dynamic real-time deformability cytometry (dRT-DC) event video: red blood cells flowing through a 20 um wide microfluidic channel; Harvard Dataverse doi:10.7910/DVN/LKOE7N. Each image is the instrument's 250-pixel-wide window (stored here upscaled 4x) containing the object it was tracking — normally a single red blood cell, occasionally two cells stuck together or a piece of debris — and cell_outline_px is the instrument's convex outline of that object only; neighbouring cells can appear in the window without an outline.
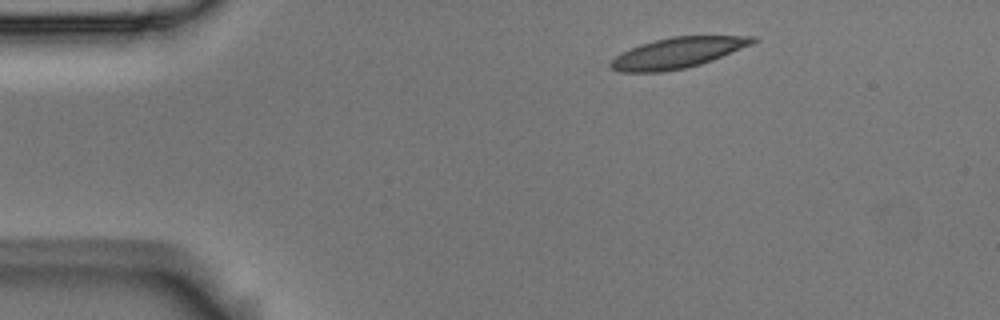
{"species": "Egyptian fruit bat (a non-hibernating species)", "species_latin": "Rousettus aegyptiacus", "temperature_condition": "room temperature", "stored_images_in_passage": 3, "camera_frame_rate_fps": 3000, "um_per_image_px": 0.085, "animal": {"sex": "male"}, "frame": {"image": 1, "passage_image": 1, "time_ms": 0.0, "image_size_px": [1000, 320], "cell_outline_px": [[760, 40], [752, 44], [712, 60], [700, 64], [684, 68], [664, 72], [624, 72], [612, 68], [608, 64], [608, 60], [620, 52], [640, 44], [672, 36], [756, 36]], "centroid_in_image_um": [57.56, 4.49], "position_along_channel_um": 27.4, "area_um2": 25.37}}